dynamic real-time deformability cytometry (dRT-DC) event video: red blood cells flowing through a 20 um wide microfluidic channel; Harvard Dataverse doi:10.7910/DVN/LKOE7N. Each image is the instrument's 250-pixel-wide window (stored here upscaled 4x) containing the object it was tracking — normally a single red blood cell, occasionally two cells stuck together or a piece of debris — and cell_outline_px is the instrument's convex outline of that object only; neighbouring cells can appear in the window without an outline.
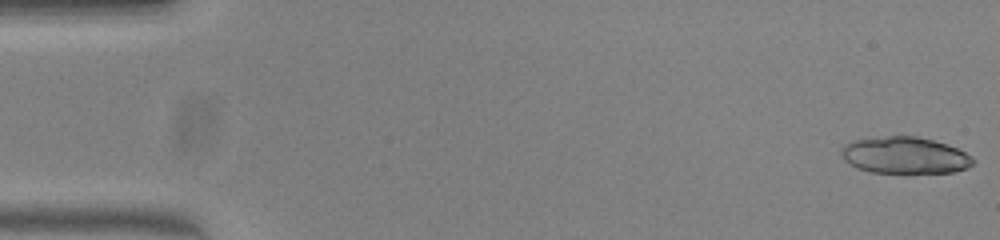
{"species": "common noctule bat (a hibernating species)", "species_latin": "Nyctalus noctula", "temperature_condition": "warm", "stored_images_in_passage": 21, "camera_frame_rate_fps": 3000, "um_per_image_px": 0.085, "animal": {"sex": "female", "body_mass_g": 23.0, "forearm_length_mm": 53.4}, "frame": {"image": 1, "passage_image": 1, "time_ms": 0.0, "image_size_px": [1000, 240], "cell_outline_px": [[976, 160], [968, 168], [952, 172], [872, 172], [856, 168], [844, 160], [840, 152], [840, 148], [844, 144], [852, 140], [888, 136], [916, 136], [932, 140], [956, 148], [972, 156]], "centroid_in_image_um": [76.87, 13.2], "position_along_channel_um": 8.1, "area_um2": 28.03}}
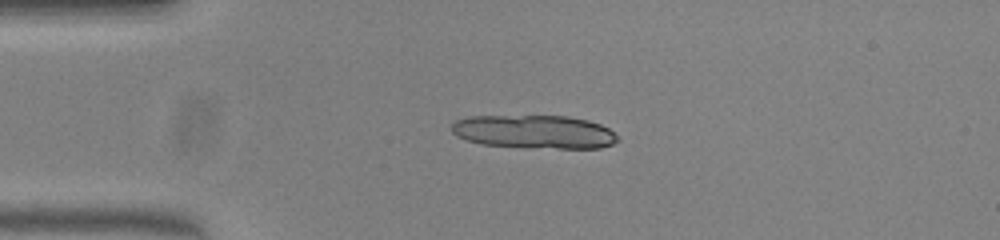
{"frame": {"image": 2, "passage_image": 12, "time_ms": 3.667, "image_size_px": [1000, 240], "cell_outline_px": [[620, 140], [612, 144], [600, 148], [556, 148], [480, 144], [456, 136], [452, 132], [452, 124], [456, 120], [468, 116], [568, 116], [588, 120], [600, 124], [608, 128]], "centroid_in_image_um": [45.42, 11.19], "position_along_channel_um": 39.6, "area_um2": 32.14}}